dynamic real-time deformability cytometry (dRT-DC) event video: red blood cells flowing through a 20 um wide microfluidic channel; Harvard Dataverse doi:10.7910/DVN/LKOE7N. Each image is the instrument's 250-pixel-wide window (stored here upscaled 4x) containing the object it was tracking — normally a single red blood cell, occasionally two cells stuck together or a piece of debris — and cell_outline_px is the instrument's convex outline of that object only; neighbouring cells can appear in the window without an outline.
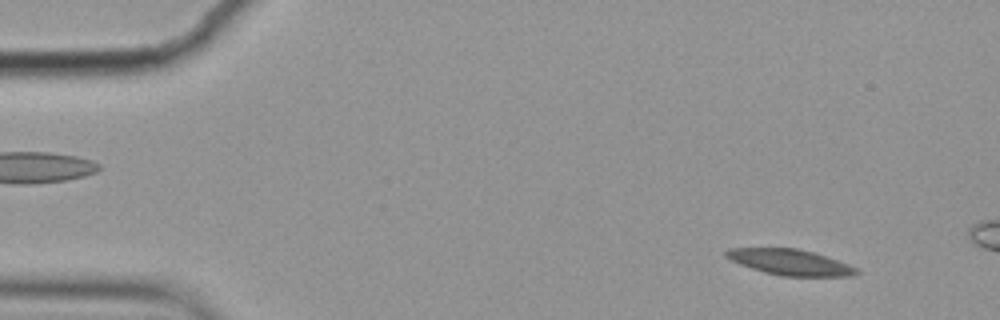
{"species": "common noctule bat (a hibernating species)", "species_latin": "Nyctalus noctula", "temperature_condition": "cold", "stored_images_in_passage": 3, "camera_frame_rate_fps": 3000, "um_per_image_px": 0.085, "animal": {"sex": "female", "body_mass_g": 19.9}, "frame": {"image": 1, "passage_image": 1, "time_ms": 0.0, "image_size_px": [1000, 320], "cell_outline_px": [[860, 272], [852, 276], [780, 276], [764, 272], [740, 264], [724, 256], [724, 252], [728, 248], [796, 248], [812, 252], [848, 264], [856, 268]], "centroid_in_image_um": [67.13, 22.29], "position_along_channel_um": 17.9, "area_um2": 19.36}}